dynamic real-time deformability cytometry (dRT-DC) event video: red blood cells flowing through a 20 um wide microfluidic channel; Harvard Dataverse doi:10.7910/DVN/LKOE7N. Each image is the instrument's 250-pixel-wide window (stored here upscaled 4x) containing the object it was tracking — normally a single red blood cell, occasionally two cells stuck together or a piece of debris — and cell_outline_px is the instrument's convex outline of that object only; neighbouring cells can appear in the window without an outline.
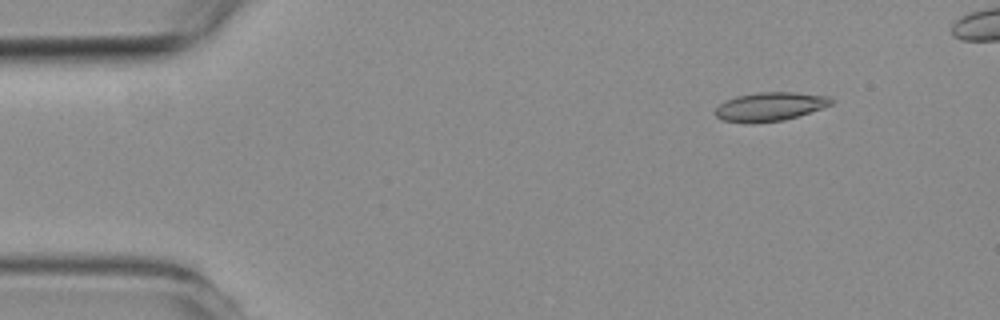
{"species": "common noctule bat (a hibernating species)", "species_latin": "Nyctalus noctula", "temperature_condition": "room temperature", "stored_images_in_passage": 5, "camera_frame_rate_fps": 3000, "um_per_image_px": 0.085, "animal": {"sex": "female", "body_mass_g": 19.3, "forearm_length_mm": 54.1}, "frame": {"image": 1, "passage_image": 2, "time_ms": 1.0, "image_size_px": [1000, 320], "cell_outline_px": [[832, 104], [784, 120], [720, 120], [712, 112], [724, 100], [736, 96], [756, 92], [796, 92], [828, 96], [832, 100]], "centroid_in_image_um": [65.43, 9.0], "position_along_channel_um": 19.6, "area_um2": 18.61}}
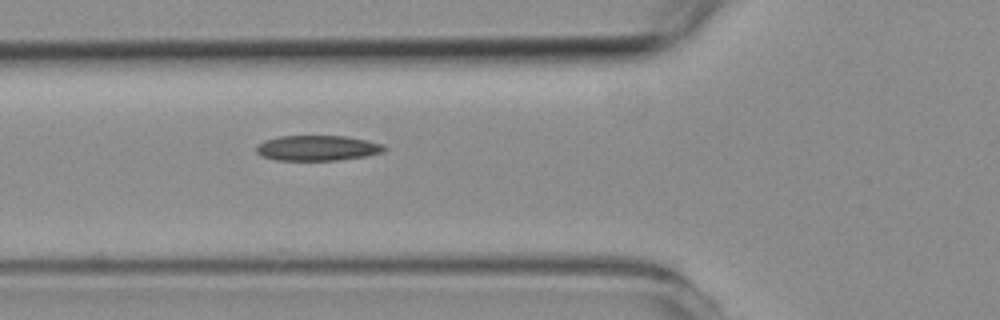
{"frame": {"image": 2, "passage_image": 5, "time_ms": 5.333, "image_size_px": [1000, 320], "cell_outline_px": [[388, 148], [384, 152], [368, 156], [340, 160], [276, 160], [260, 156], [256, 152], [256, 144], [264, 140], [276, 136], [344, 136], [368, 140], [384, 144]], "centroid_in_image_um": [26.99, 12.58], "position_along_channel_um": 98.8, "area_um2": 19.25}}